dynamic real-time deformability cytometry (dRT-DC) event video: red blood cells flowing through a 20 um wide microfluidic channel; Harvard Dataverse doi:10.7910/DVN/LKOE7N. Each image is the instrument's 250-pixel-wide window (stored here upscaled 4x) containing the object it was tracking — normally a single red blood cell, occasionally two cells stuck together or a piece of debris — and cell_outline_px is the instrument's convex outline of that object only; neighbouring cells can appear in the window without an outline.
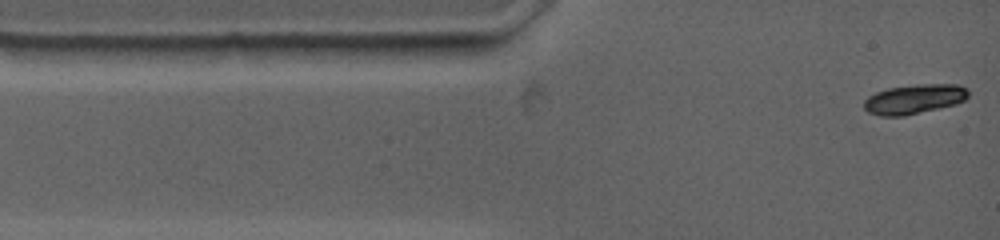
{"species": "common noctule bat (a hibernating species)", "species_latin": "Nyctalus noctula", "temperature_condition": "warm", "stored_images_in_passage": 36, "camera_frame_rate_fps": 4500, "um_per_image_px": 0.085, "animal": {"sex": "female", "body_mass_g": 19.0, "forearm_length_mm": 53.3}, "frame": {"image": 1, "passage_image": 1, "time_ms": 0.0, "image_size_px": [1000, 240], "cell_outline_px": [[968, 96], [964, 100], [956, 104], [904, 116], [880, 116], [868, 112], [864, 108], [864, 100], [868, 96], [876, 92], [888, 88], [916, 84], [960, 84], [968, 88]], "centroid_in_image_um": [77.72, 8.41], "position_along_channel_um": 7.3, "area_um2": 18.09}}
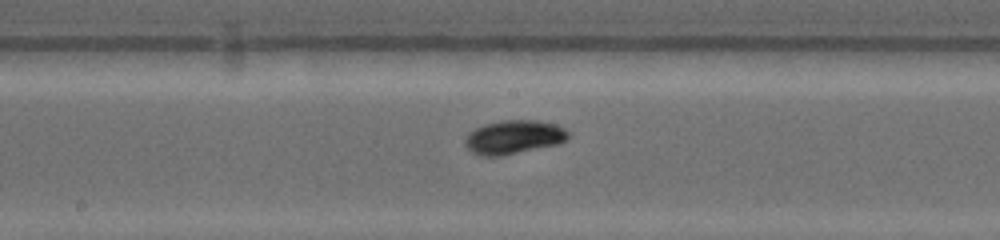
{"frame": {"image": 2, "passage_image": 11, "time_ms": 6.444, "image_size_px": [1000, 240], "cell_outline_px": [[568, 140], [560, 144], [500, 156], [480, 156], [472, 152], [464, 144], [464, 140], [468, 132], [484, 124], [504, 120], [536, 120], [556, 124], [564, 128], [568, 132]], "centroid_in_image_um": [43.67, 11.66], "position_along_channel_um": 204.5, "area_um2": 20.46}}
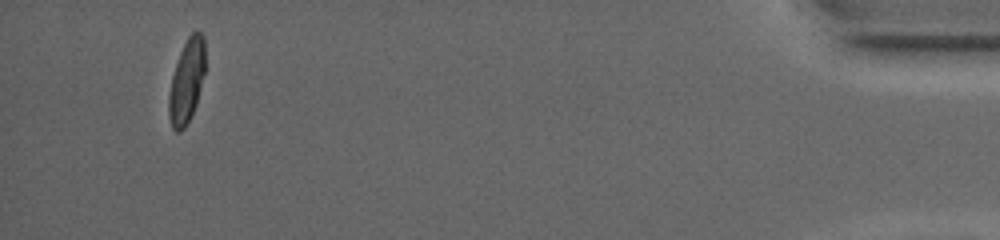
{"frame": {"image": 3, "passage_image": 31, "time_ms": 15.333, "image_size_px": [1000, 240], "cell_outline_px": [[204, 72], [196, 104], [184, 128], [180, 132], [176, 132], [172, 128], [168, 116], [168, 96], [172, 76], [180, 52], [188, 36], [192, 32], [200, 32], [204, 36]], "centroid_in_image_um": [15.84, 6.92], "position_along_channel_um": 419.4, "area_um2": 17.46}, "authors_computed_cell_mechanics": {"area_um2": 18.0047, "velocity_mm_per_s": 3.6937, "shape_relaxation_time_tau1_ms": 3.0227, "shape_relaxation_time_tau2_ms": null, "deformation_change_tau1": 0.1059, "deformation_change_tau2": null}}